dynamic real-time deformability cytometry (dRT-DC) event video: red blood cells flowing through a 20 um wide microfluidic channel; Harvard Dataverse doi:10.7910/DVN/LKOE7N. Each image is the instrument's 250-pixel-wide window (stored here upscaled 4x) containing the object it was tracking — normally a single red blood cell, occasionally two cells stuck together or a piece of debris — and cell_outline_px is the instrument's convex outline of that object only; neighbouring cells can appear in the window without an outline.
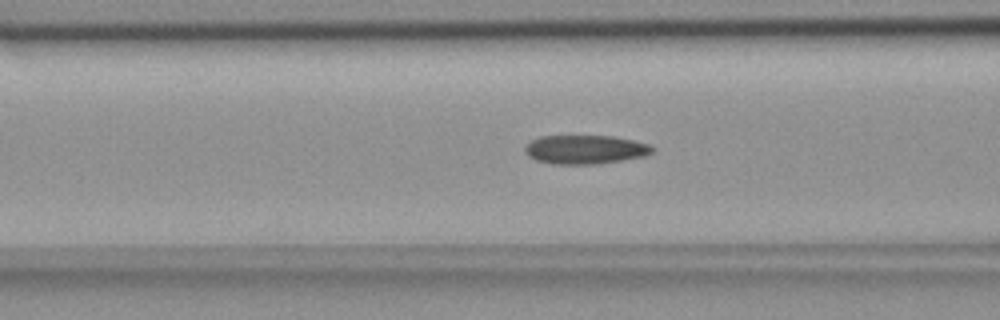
{"species": "common noctule bat (a hibernating species)", "species_latin": "Nyctalus noctula", "temperature_condition": "room temperature", "stored_images_in_passage": 57, "camera_frame_rate_fps": 3000, "um_per_image_px": 0.085, "animal": {"sex": "female", "body_mass_g": 18.4}, "frame": {"image": 1, "passage_image": 22, "time_ms": 7.0, "image_size_px": [1000, 320], "cell_outline_px": [[652, 152], [644, 156], [596, 164], [552, 164], [536, 160], [528, 156], [524, 152], [524, 148], [532, 140], [540, 136], [612, 136], [632, 140], [648, 144], [652, 148]], "centroid_in_image_um": [49.69, 12.71], "position_along_channel_um": 116.9, "area_um2": 21.21}}
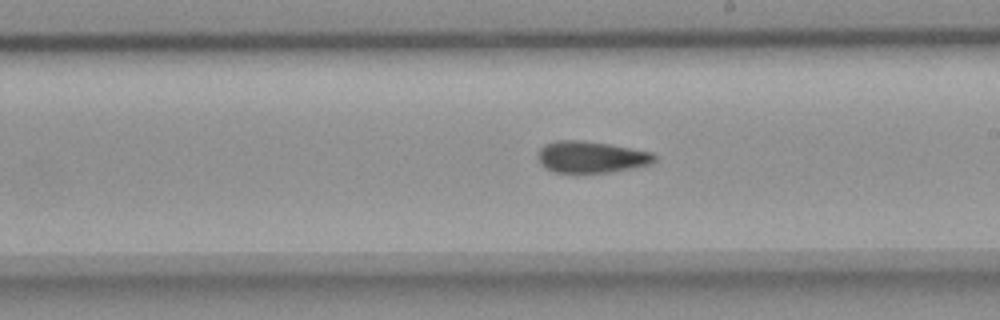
{"frame": {"image": 2, "passage_image": 32, "time_ms": 10.333, "image_size_px": [1000, 320], "cell_outline_px": [[656, 160], [648, 164], [636, 168], [612, 172], [556, 172], [540, 164], [536, 156], [540, 148], [544, 144], [556, 140], [584, 140], [608, 144], [652, 152], [656, 156]], "centroid_in_image_um": [50.24, 13.33], "position_along_channel_um": 238.8, "area_um2": 21.5}}
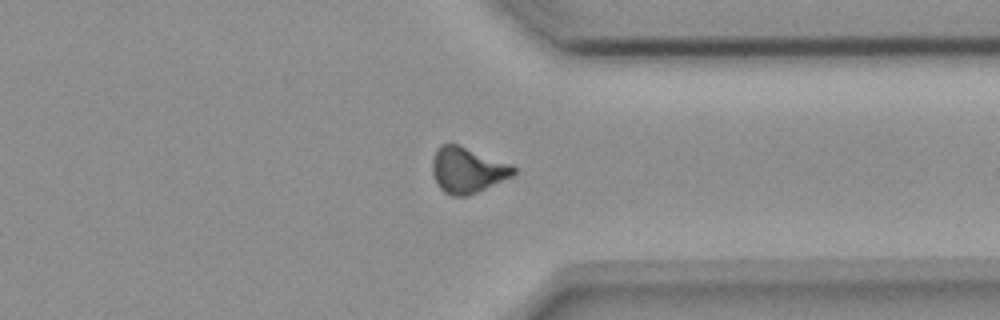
{"frame": {"image": 3, "passage_image": 43, "time_ms": 14.0, "image_size_px": [1000, 320], "cell_outline_px": [[516, 172], [512, 176], [468, 196], [452, 196], [444, 192], [440, 188], [432, 172], [432, 160], [436, 152], [444, 144], [456, 144], [512, 164], [516, 168]], "centroid_in_image_um": [39.74, 14.47], "position_along_channel_um": 371.7, "area_um2": 21.27}, "authors_computed_cell_mechanics": {"area_um2": 21.2126, "velocity_mm_per_s": 3.6697, "shape_relaxation_time_tau1_ms": null, "shape_relaxation_time_tau2_ms": 5.4357, "deformation_change_tau1": null, "deformation_change_tau2": 0.1097}}